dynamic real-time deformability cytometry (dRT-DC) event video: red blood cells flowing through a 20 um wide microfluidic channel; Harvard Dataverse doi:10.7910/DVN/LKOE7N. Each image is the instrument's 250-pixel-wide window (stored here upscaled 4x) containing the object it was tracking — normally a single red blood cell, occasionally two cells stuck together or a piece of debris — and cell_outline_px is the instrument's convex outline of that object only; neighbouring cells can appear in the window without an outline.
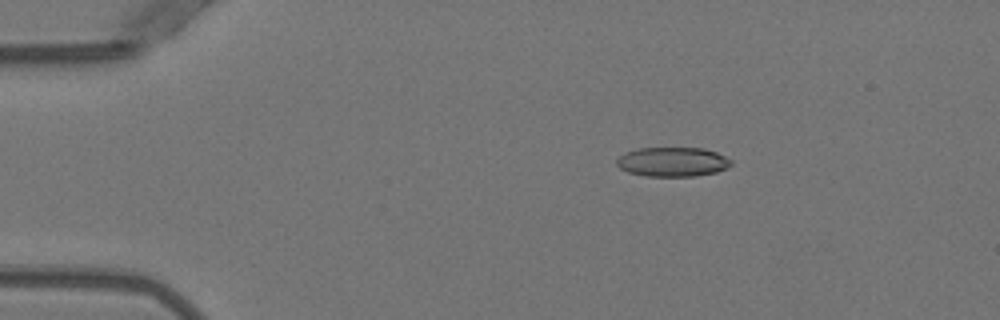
{"species": "Egyptian fruit bat (a non-hibernating species)", "species_latin": "Rousettus aegyptiacus", "temperature_condition": "warm", "stored_images_in_passage": 51, "camera_frame_rate_fps": 3000, "um_per_image_px": 0.085, "animal": {"sex": "female"}, "frame": {"image": 1, "passage_image": 9, "time_ms": 2.667, "image_size_px": [1000, 320], "cell_outline_px": [[732, 164], [716, 172], [696, 176], [644, 176], [628, 172], [620, 168], [616, 164], [616, 160], [620, 156], [628, 152], [640, 148], [704, 148], [716, 152], [732, 160]], "centroid_in_image_um": [57.17, 13.76], "position_along_channel_um": 27.8, "area_um2": 19.48}}
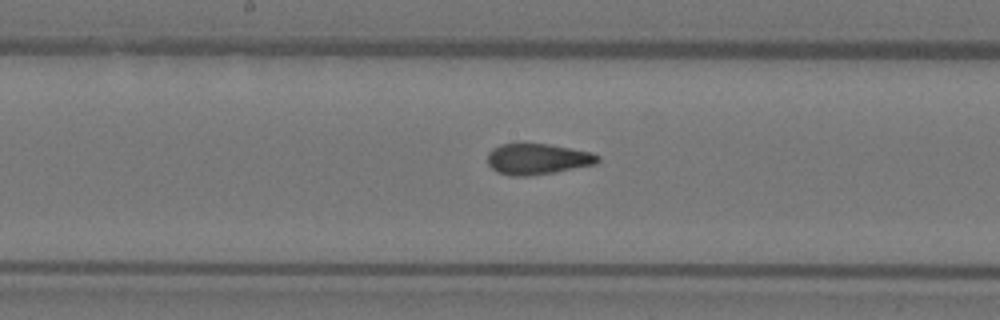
{"frame": {"image": 2, "passage_image": 27, "time_ms": 8.667, "image_size_px": [1000, 320], "cell_outline_px": [[600, 160], [596, 164], [556, 172], [528, 176], [508, 176], [496, 172], [488, 164], [488, 152], [492, 148], [500, 144], [516, 140], [548, 144], [592, 152], [600, 156]], "centroid_in_image_um": [45.64, 13.48], "position_along_channel_um": 202.6, "area_um2": 20.69}}
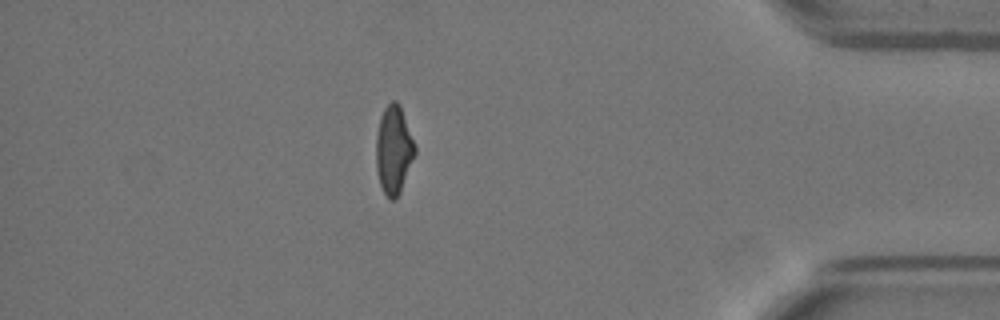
{"frame": {"image": 3, "passage_image": 45, "time_ms": 14.667, "image_size_px": [1000, 320], "cell_outline_px": [[416, 152], [400, 192], [396, 200], [388, 200], [380, 184], [376, 168], [376, 136], [380, 116], [384, 108], [392, 100], [396, 100], [400, 104], [416, 148]], "centroid_in_image_um": [33.45, 12.74], "position_along_channel_um": 401.7, "area_um2": 20.0}, "authors_computed_cell_mechanics": {"area_um2": 20.1722, "velocity_mm_per_s": 3.9772, "shape_relaxation_time_tau1_ms": null, "shape_relaxation_time_tau2_ms": 1.1691, "deformation_change_tau1": null, "deformation_change_tau2": 0.0874}}